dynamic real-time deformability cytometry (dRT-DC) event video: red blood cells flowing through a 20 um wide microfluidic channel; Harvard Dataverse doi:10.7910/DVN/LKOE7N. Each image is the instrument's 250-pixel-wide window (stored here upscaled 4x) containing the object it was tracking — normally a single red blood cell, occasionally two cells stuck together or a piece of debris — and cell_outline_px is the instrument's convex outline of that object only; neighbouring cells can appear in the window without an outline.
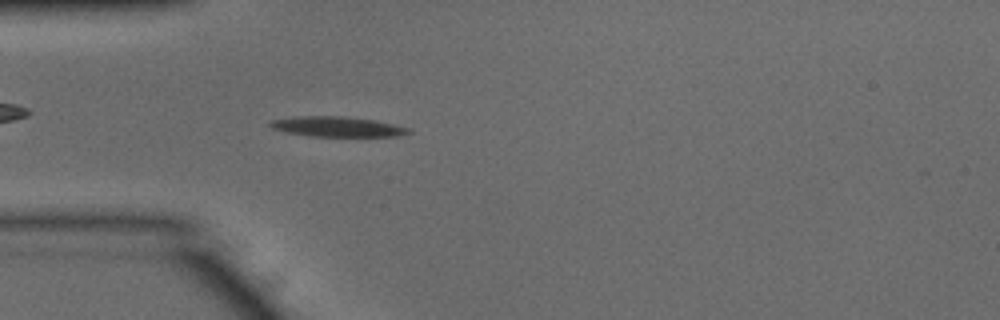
{"species": "common noctule bat (a hibernating species)", "species_latin": "Nyctalus noctula", "temperature_condition": "warm", "stored_images_in_passage": 51, "camera_frame_rate_fps": 3000, "um_per_image_px": 0.085, "animal": {"sex": "male", "body_mass_g": 15.6}, "frame": {"image": 1, "passage_image": 14, "time_ms": 4.333, "image_size_px": [1000, 320], "cell_outline_px": [[412, 132], [400, 136], [308, 136], [284, 132], [272, 128], [268, 124], [268, 120], [292, 116], [344, 116], [376, 120], [408, 128]], "centroid_in_image_um": [28.58, 10.76], "position_along_channel_um": 56.4, "area_um2": 16.42}}
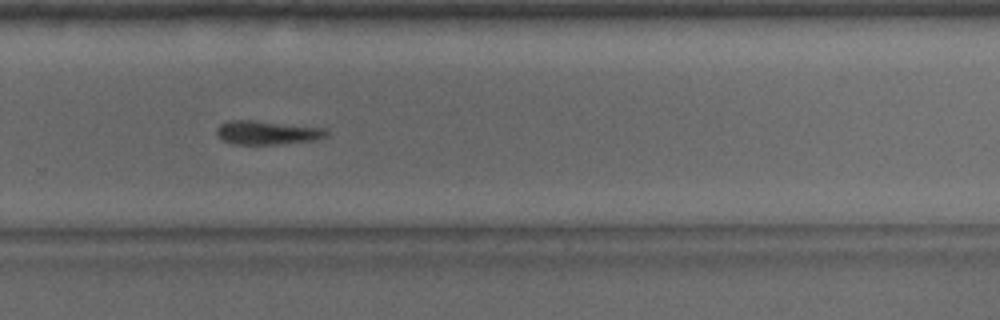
{"frame": {"image": 2, "passage_image": 34, "time_ms": 11.0, "image_size_px": [1000, 320], "cell_outline_px": [[328, 136], [312, 140], [276, 144], [236, 144], [224, 140], [216, 132], [216, 128], [220, 124], [228, 120], [256, 120], [324, 128], [328, 132]], "centroid_in_image_um": [22.7, 11.25], "position_along_channel_um": 307.1, "area_um2": 15.03}}
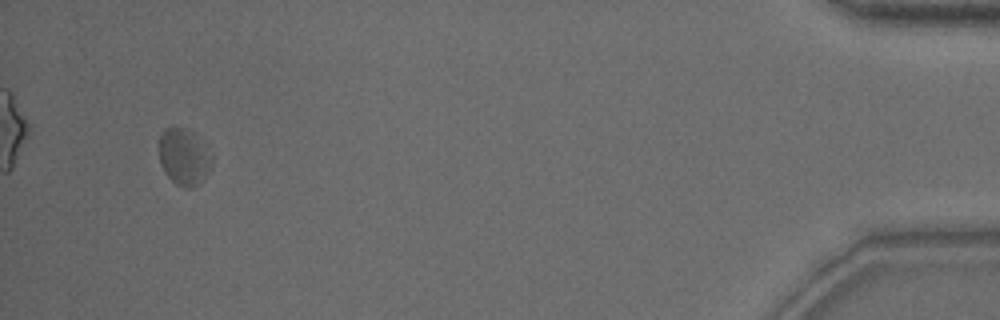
{"frame": {"image": 3, "passage_image": 49, "time_ms": 16.0, "image_size_px": [1000, 320], "cell_outline_px": [[212, 168], [204, 180], [200, 184], [192, 188], [184, 188], [176, 184], [164, 172], [160, 164], [160, 136], [164, 128], [192, 128], [212, 156]], "centroid_in_image_um": [15.67, 13.35], "position_along_channel_um": 419.5, "area_um2": 17.74}, "authors_computed_cell_mechanics": {"area_um2": 16.184, "velocity_mm_per_s": 3.8182, "shape_relaxation_time_tau1_ms": 2.8521, "shape_relaxation_time_tau2_ms": null, "deformation_change_tau1": 0.0926, "deformation_change_tau2": null}}